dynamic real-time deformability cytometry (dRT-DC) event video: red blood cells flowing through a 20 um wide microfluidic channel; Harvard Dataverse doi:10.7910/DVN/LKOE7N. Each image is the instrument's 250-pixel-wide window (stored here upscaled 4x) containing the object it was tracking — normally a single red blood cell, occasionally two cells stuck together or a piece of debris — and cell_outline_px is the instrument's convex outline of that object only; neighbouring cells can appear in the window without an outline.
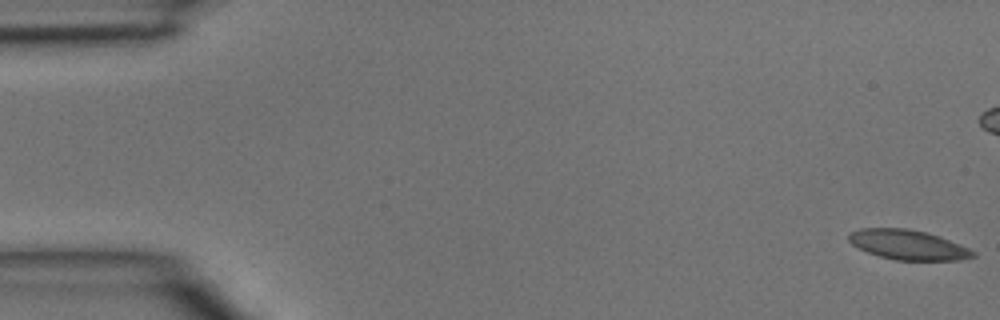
{"species": "common noctule bat (a hibernating species)", "species_latin": "Nyctalus noctula", "temperature_condition": "room temperature", "stored_images_in_passage": 6, "camera_frame_rate_fps": 3000, "um_per_image_px": 0.085, "animal": {"sex": "male", "body_mass_g": 15.6}, "frame": {"image": 1, "passage_image": 1, "time_ms": 0.0, "image_size_px": [1000, 320], "cell_outline_px": [[976, 256], [960, 260], [896, 260], [880, 256], [868, 252], [852, 244], [848, 240], [848, 232], [860, 228], [908, 228], [940, 236], [968, 248], [976, 252]], "centroid_in_image_um": [77.17, 20.8], "position_along_channel_um": 7.8, "area_um2": 21.5}}